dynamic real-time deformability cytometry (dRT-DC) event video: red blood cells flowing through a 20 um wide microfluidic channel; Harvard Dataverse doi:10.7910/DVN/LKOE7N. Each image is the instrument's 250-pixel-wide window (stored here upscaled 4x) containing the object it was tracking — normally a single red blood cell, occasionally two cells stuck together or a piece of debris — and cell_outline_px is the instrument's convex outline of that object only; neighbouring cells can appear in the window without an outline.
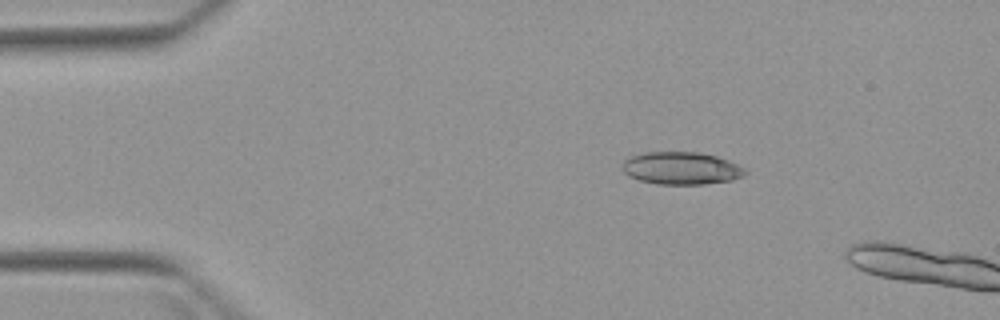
{"species": "Egyptian fruit bat (a non-hibernating species)", "species_latin": "Rousettus aegyptiacus", "temperature_condition": "warm", "stored_images_in_passage": 2, "camera_frame_rate_fps": 3000, "um_per_image_px": 0.085, "animal": {"sex": "female"}, "frame": {"image": 1, "passage_image": 1, "time_ms": 0.0, "image_size_px": [1000, 320], "cell_outline_px": [[748, 172], [744, 176], [732, 180], [704, 184], [656, 184], [640, 180], [628, 176], [624, 172], [624, 160], [628, 156], [644, 152], [700, 152], [716, 156], [728, 160], [744, 168]], "centroid_in_image_um": [57.91, 14.29], "position_along_channel_um": 27.1, "area_um2": 23.35}}